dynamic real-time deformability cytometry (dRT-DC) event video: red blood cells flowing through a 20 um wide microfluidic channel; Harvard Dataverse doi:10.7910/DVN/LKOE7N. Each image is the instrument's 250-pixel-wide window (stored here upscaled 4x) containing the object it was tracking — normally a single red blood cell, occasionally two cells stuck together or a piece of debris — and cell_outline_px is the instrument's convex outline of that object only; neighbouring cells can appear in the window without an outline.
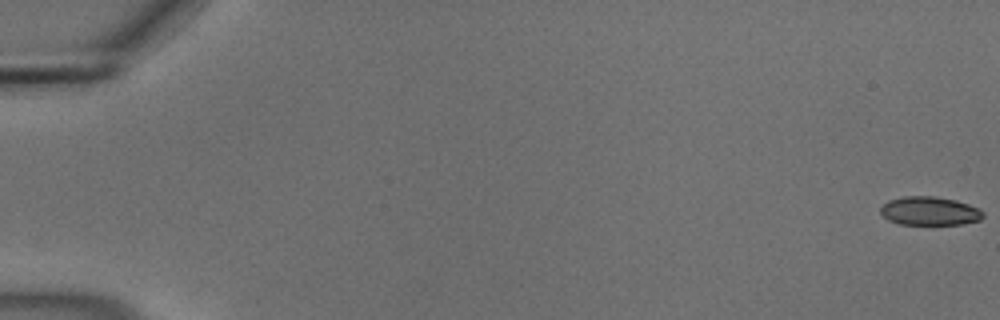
{"species": "common noctule bat (a hibernating species)", "species_latin": "Nyctalus noctula", "temperature_condition": "cold", "stored_images_in_passage": 56, "camera_frame_rate_fps": 3000, "um_per_image_px": 0.085, "animal": {"sex": "male", "body_mass_g": 18.8}, "frame": {"image": 1, "passage_image": 1, "time_ms": 0.0, "image_size_px": [1000, 320], "cell_outline_px": [[984, 216], [980, 220], [964, 224], [928, 228], [900, 224], [888, 220], [880, 212], [880, 208], [888, 200], [904, 196], [936, 196], [956, 200], [980, 208], [984, 212]], "centroid_in_image_um": [79.05, 17.99], "position_along_channel_um": 6.0, "area_um2": 18.15}}
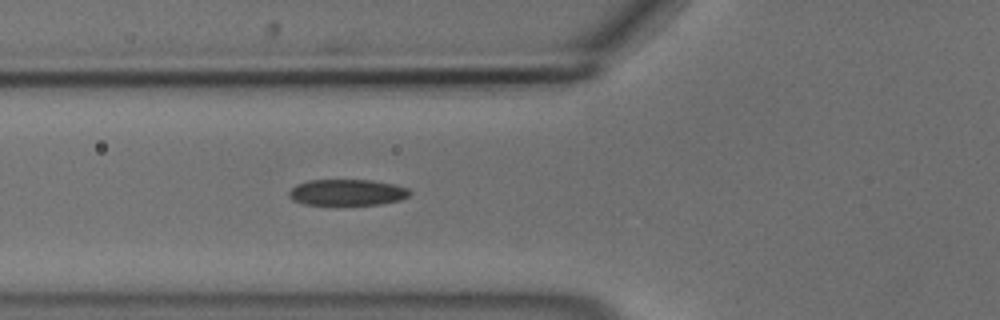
{"frame": {"image": 2, "passage_image": 22, "time_ms": 7.0, "image_size_px": [1000, 320], "cell_outline_px": [[412, 192], [408, 196], [400, 200], [380, 204], [304, 204], [292, 200], [288, 196], [288, 192], [296, 184], [308, 180], [372, 180], [392, 184], [408, 188]], "centroid_in_image_um": [29.49, 16.34], "position_along_channel_um": 96.3, "area_um2": 18.32}}
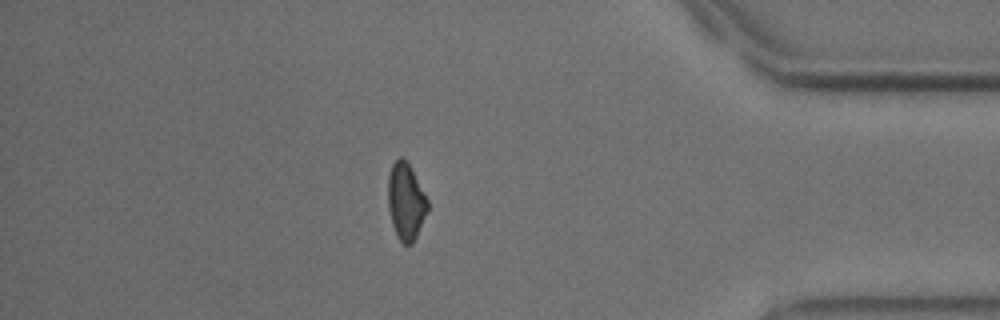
{"frame": {"image": 3, "passage_image": 49, "time_ms": 16.0, "image_size_px": [1000, 320], "cell_outline_px": [[428, 212], [412, 244], [404, 244], [400, 240], [392, 224], [388, 208], [388, 176], [392, 164], [400, 156], [408, 164], [428, 200]], "centroid_in_image_um": [34.49, 17.14], "position_along_channel_um": 400.7, "area_um2": 17.4}, "authors_computed_cell_mechanics": {"area_um2": 18.496, "velocity_mm_per_s": 3.7082, "shape_relaxation_time_tau1_ms": 7.0076, "shape_relaxation_time_tau2_ms": 3.9235, "deformation_change_tau1": 0.1669, "deformation_change_tau2": 0.0999}}